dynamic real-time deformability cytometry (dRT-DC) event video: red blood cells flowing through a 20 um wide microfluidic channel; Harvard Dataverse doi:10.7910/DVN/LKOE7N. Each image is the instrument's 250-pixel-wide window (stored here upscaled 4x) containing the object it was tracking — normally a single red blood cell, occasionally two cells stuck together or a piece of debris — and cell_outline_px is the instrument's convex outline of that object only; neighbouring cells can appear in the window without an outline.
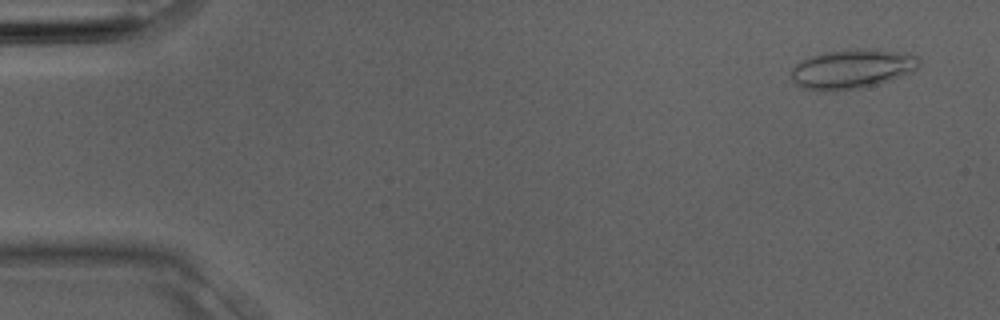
{"species": "Egyptian fruit bat (a non-hibernating species)", "species_latin": "Rousettus aegyptiacus", "temperature_condition": "room temperature", "stored_images_in_passage": 3, "camera_frame_rate_fps": 3000, "um_per_image_px": 0.085, "animal": {"sex": "male"}, "frame": {"image": 1, "passage_image": 1, "time_ms": 0.0, "image_size_px": [1000, 320], "cell_outline_px": [[920, 64], [912, 72], [892, 80], [880, 84], [860, 88], [836, 92], [824, 92], [800, 88], [792, 80], [792, 68], [800, 60], [824, 52], [856, 48], [872, 48], [920, 56]], "centroid_in_image_um": [72.41, 5.88], "position_along_channel_um": 12.6, "area_um2": 29.94}}